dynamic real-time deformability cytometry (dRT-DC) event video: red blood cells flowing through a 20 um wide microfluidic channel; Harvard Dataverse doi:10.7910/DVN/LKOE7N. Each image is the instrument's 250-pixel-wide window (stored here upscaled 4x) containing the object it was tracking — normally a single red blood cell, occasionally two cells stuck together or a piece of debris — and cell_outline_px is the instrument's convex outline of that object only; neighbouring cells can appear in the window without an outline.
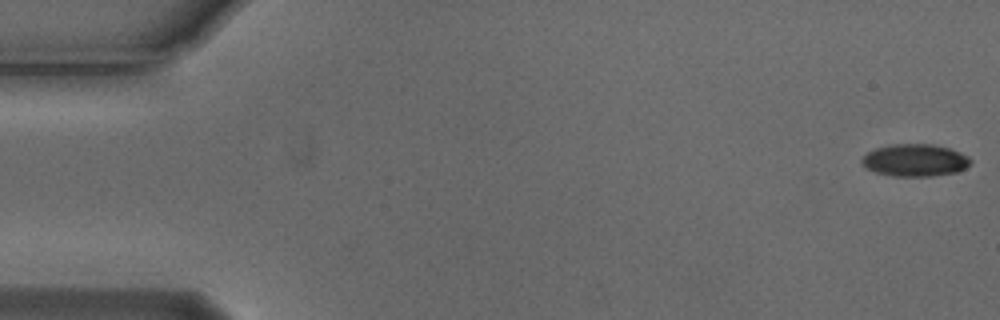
{"species": "Egyptian fruit bat (a non-hibernating species)", "species_latin": "Rousettus aegyptiacus", "temperature_condition": "cold", "stored_images_in_passage": 55, "camera_frame_rate_fps": 3000, "um_per_image_px": 0.085, "animal": {"sex": "male"}, "frame": {"image": 1, "passage_image": 1, "time_ms": 0.0, "image_size_px": [1000, 320], "cell_outline_px": [[972, 160], [964, 168], [956, 172], [932, 176], [892, 176], [876, 172], [864, 168], [860, 160], [868, 152], [876, 148], [892, 144], [932, 144], [948, 148], [960, 152], [968, 156]], "centroid_in_image_um": [77.74, 13.62], "position_along_channel_um": 7.3, "area_um2": 20.4}}
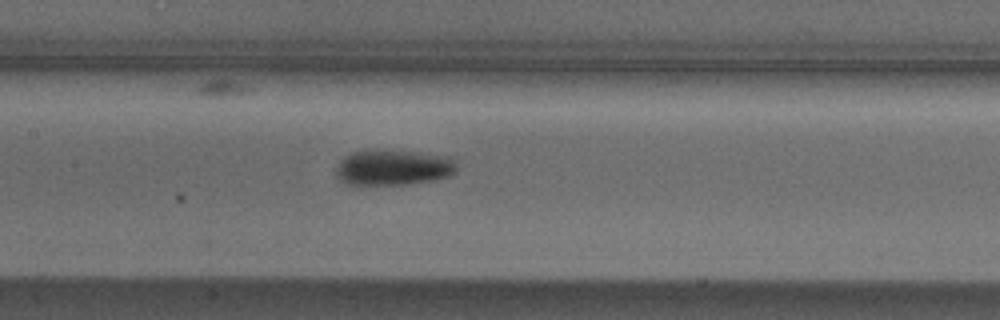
{"frame": {"image": 2, "passage_image": 26, "time_ms": 8.333, "image_size_px": [1000, 320], "cell_outline_px": [[456, 172], [448, 176], [432, 180], [404, 184], [348, 184], [340, 180], [336, 176], [336, 168], [340, 160], [344, 156], [352, 152], [364, 148], [380, 148], [416, 152], [448, 156], [456, 160]], "centroid_in_image_um": [33.39, 14.19], "position_along_channel_um": 174.0, "area_um2": 25.49}}
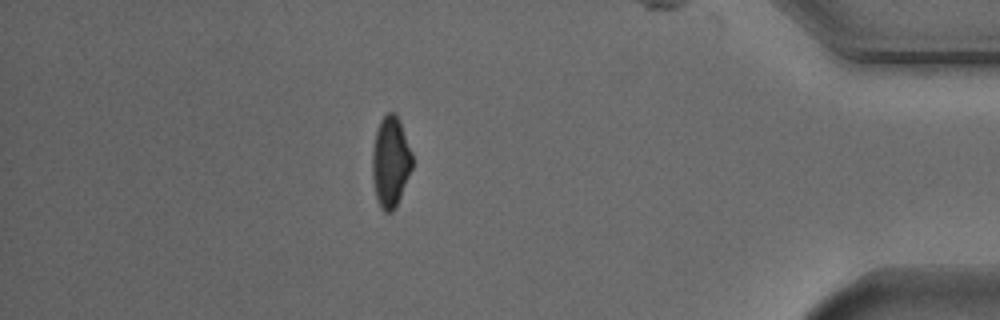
{"frame": {"image": 3, "passage_image": 48, "time_ms": 15.667, "image_size_px": [1000, 320], "cell_outline_px": [[412, 168], [400, 196], [392, 212], [384, 212], [380, 208], [376, 196], [372, 176], [372, 152], [376, 132], [380, 120], [388, 112], [396, 112], [400, 120], [412, 152]], "centroid_in_image_um": [33.19, 13.72], "position_along_channel_um": 402.0, "area_um2": 21.04}, "authors_computed_cell_mechanics": {"area_um2": 21.6172, "velocity_mm_per_s": 3.7312, "shape_relaxation_time_tau1_ms": 3.4601, "shape_relaxation_time_tau2_ms": null, "deformation_change_tau1": 0.1403, "deformation_change_tau2": null}}